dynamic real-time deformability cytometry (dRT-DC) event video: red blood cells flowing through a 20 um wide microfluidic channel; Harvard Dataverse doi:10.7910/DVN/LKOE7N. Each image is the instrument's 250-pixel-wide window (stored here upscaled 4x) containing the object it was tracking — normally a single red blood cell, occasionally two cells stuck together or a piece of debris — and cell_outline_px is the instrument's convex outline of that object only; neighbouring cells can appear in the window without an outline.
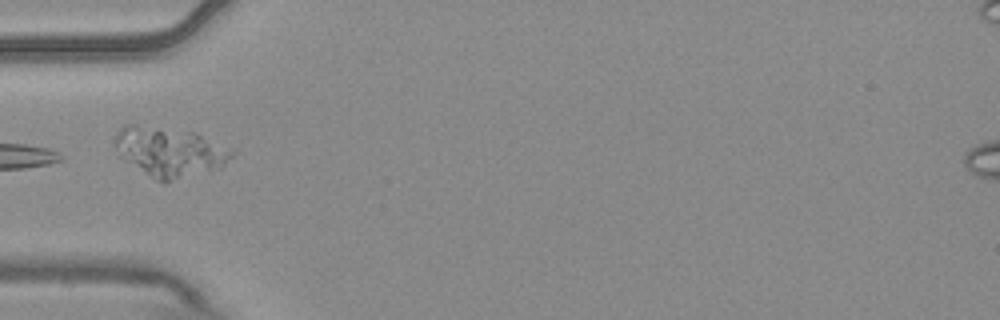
{"species": "common noctule bat (a hibernating species)", "species_latin": "Nyctalus noctula", "temperature_condition": "warm", "stored_images_in_passage": 4, "camera_frame_rate_fps": 3000, "um_per_image_px": 0.085, "animal": {"sex": "male", "body_mass_g": 20.4}, "frame": {"image": 1, "passage_image": 3, "time_ms": 0.667, "image_size_px": [1000, 320], "cell_outline_px": [[236, 152], [220, 168], [168, 180], [156, 180], [120, 156], [116, 148], [116, 132], [124, 124], [132, 124], [196, 132]], "centroid_in_image_um": [14.42, 12.86], "position_along_channel_um": 70.6, "area_um2": 32.77}}
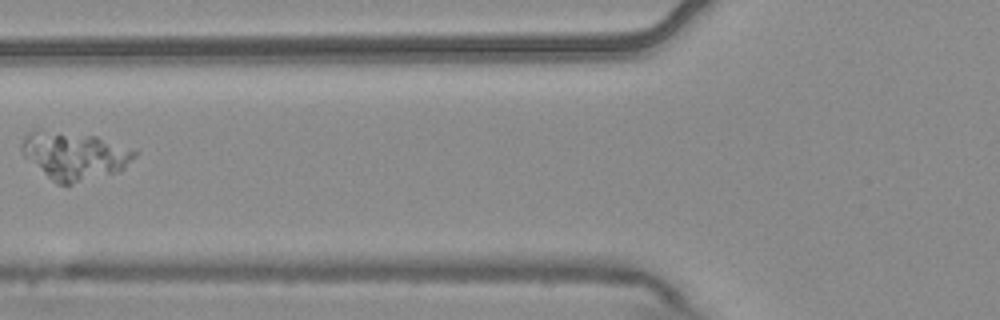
{"frame": {"image": 2, "passage_image": 4, "time_ms": 1.0, "image_size_px": [1000, 320], "cell_outline_px": [[136, 156], [120, 172], [72, 184], [56, 184], [24, 156], [20, 148], [20, 144], [28, 132], [32, 128], [40, 128], [96, 136], [136, 148]], "centroid_in_image_um": [6.34, 13.2], "position_along_channel_um": 119.5, "area_um2": 32.08}}